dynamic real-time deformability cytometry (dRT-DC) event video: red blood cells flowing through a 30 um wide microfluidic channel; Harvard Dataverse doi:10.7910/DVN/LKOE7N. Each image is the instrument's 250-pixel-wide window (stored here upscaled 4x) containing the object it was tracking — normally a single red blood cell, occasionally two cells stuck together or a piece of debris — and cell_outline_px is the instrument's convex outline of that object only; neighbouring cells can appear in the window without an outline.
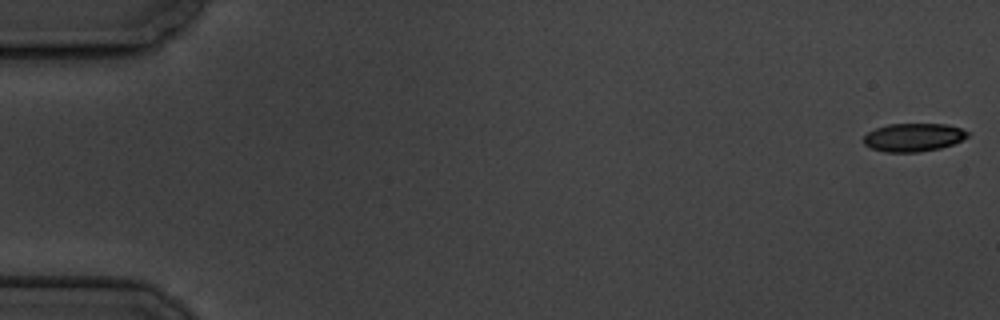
{"species": "common noctule bat (a hibernating species)", "species_latin": "Nyctalus noctula", "temperature_condition": "cold", "stored_images_in_passage": 14, "camera_frame_rate_fps": 3000, "um_per_image_px": 0.085, "animal": {"sex": "male", "body_mass_g": 19.5, "forearm_length_mm": 54.6}, "frame": {"image": 1, "passage_image": 1, "time_ms": 0.0, "image_size_px": [1000, 320], "cell_outline_px": [[972, 132], [968, 136], [952, 144], [940, 148], [920, 152], [884, 152], [872, 148], [864, 144], [864, 136], [868, 132], [876, 128], [888, 124], [948, 124]], "centroid_in_image_um": [77.66, 11.67], "position_along_channel_um": 7.3, "area_um2": 17.11}}
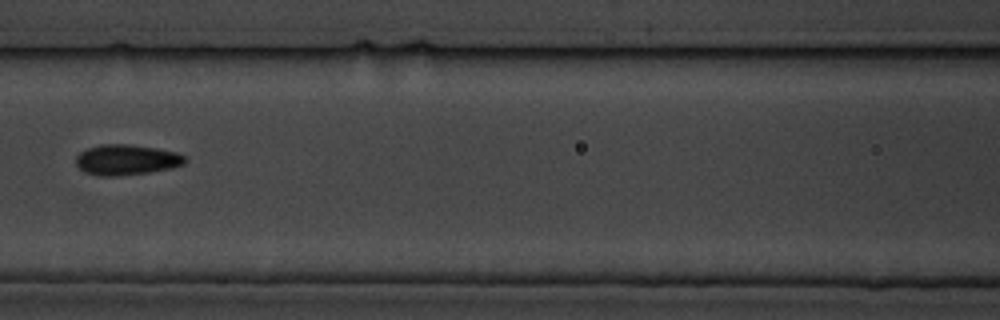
{"frame": {"image": 2, "passage_image": 8, "time_ms": 8.667, "image_size_px": [1000, 320], "cell_outline_px": [[188, 160], [184, 164], [172, 168], [148, 172], [116, 176], [100, 176], [84, 172], [76, 164], [76, 156], [80, 152], [88, 148], [100, 144], [132, 144], [156, 148], [176, 152], [184, 156]], "centroid_in_image_um": [10.75, 13.58], "position_along_channel_um": 155.8, "area_um2": 19.42}}
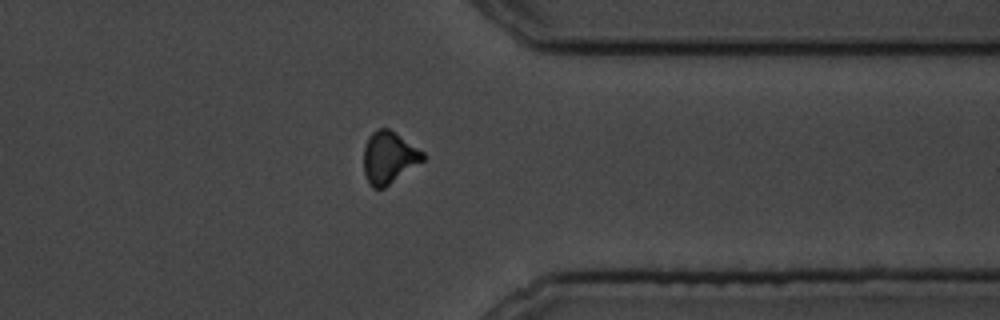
{"frame": {"image": 3, "passage_image": 14, "time_ms": 15.333, "image_size_px": [1000, 320], "cell_outline_px": [[424, 160], [384, 188], [372, 188], [368, 184], [364, 172], [364, 148], [368, 136], [372, 132], [380, 128], [388, 128], [424, 152]], "centroid_in_image_um": [33.03, 13.4], "position_along_channel_um": 378.4, "area_um2": 17.8}, "authors_computed_cell_mechanics": {"area_um2": 18.2648, "velocity_mm_per_s": 3.4235, "shape_relaxation_time_tau1_ms": 8.2651, "shape_relaxation_time_tau2_ms": 2.6054, "deformation_change_tau1": 0.1396, "deformation_change_tau2": 0.0783}}